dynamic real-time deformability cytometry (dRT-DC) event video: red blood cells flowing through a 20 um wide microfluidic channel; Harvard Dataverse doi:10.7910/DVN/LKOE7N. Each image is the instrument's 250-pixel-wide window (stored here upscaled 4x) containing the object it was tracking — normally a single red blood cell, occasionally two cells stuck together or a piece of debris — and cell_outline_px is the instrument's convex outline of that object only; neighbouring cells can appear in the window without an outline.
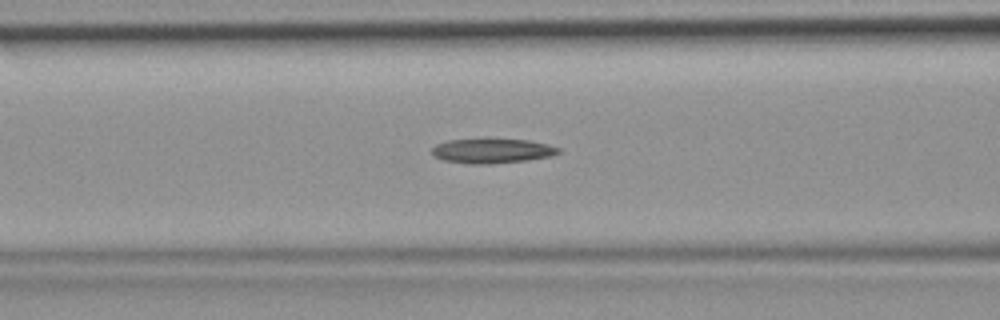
{"species": "common noctule bat (a hibernating species)", "species_latin": "Nyctalus noctula", "temperature_condition": "room temperature", "stored_images_in_passage": 32, "camera_frame_rate_fps": 3000, "um_per_image_px": 0.085, "animal": {"sex": "female", "body_mass_g": 19.9}, "frame": {"image": 1, "passage_image": 6, "time_ms": 1.667, "image_size_px": [1000, 320], "cell_outline_px": [[560, 152], [552, 156], [528, 160], [492, 164], [468, 164], [444, 160], [436, 156], [432, 152], [432, 148], [436, 144], [448, 140], [528, 140], [548, 144], [560, 148]], "centroid_in_image_um": [41.86, 12.84], "position_along_channel_um": 124.7, "area_um2": 17.92}}
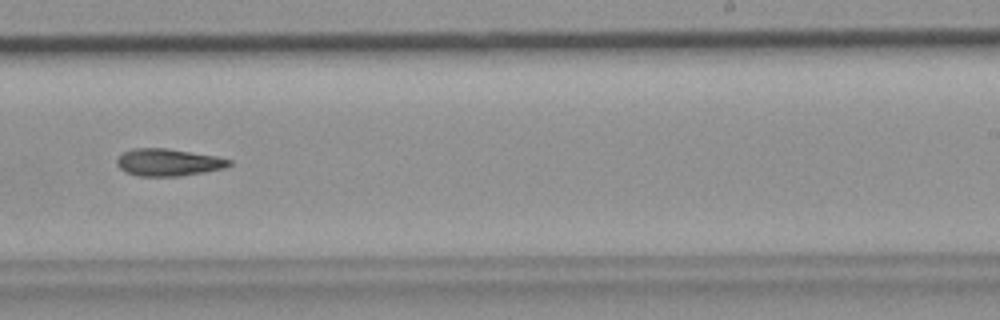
{"frame": {"image": 2, "passage_image": 16, "time_ms": 5.0, "image_size_px": [1000, 320], "cell_outline_px": [[232, 164], [224, 168], [204, 172], [180, 176], [136, 176], [124, 172], [116, 164], [116, 160], [124, 152], [132, 148], [168, 148], [216, 156], [232, 160]], "centroid_in_image_um": [14.29, 13.8], "position_along_channel_um": 274.7, "area_um2": 17.92}}
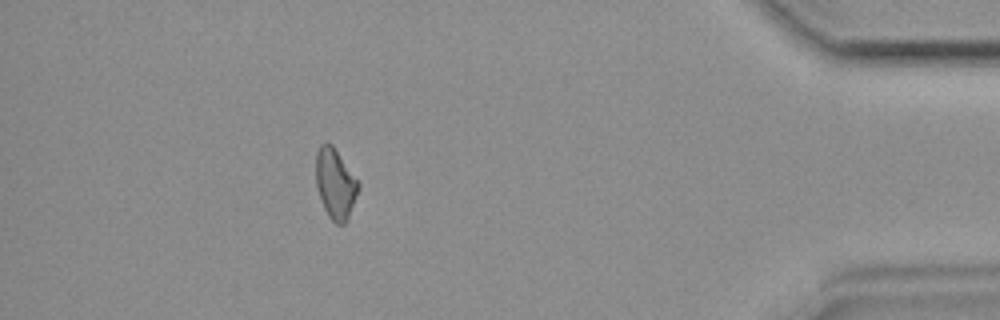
{"frame": {"image": 3, "passage_image": 28, "time_ms": 9.0, "image_size_px": [1000, 320], "cell_outline_px": [[360, 188], [348, 220], [344, 224], [336, 224], [328, 216], [324, 208], [316, 184], [316, 152], [320, 144], [332, 144], [360, 180]], "centroid_in_image_um": [28.54, 15.61], "position_along_channel_um": 406.7, "area_um2": 17.69}}